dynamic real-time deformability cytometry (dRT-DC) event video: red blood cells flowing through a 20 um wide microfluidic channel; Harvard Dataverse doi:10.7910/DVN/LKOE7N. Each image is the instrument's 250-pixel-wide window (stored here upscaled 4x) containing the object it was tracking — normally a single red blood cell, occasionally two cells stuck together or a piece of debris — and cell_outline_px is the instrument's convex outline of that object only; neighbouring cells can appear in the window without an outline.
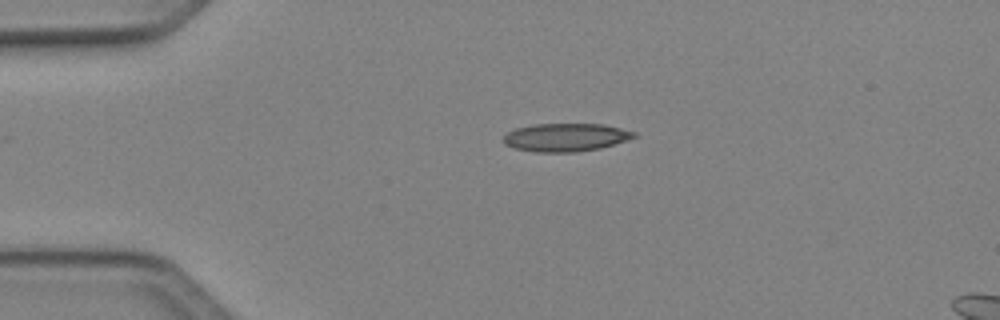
{"species": "Egyptian fruit bat (a non-hibernating species)", "species_latin": "Rousettus aegyptiacus", "temperature_condition": "cold", "stored_images_in_passage": 34, "camera_frame_rate_fps": 3000, "um_per_image_px": 0.085, "animal": {"sex": "female"}, "frame": {"image": 1, "passage_image": 1, "time_ms": 0.0, "image_size_px": [1000, 320], "cell_outline_px": [[636, 136], [600, 148], [576, 152], [536, 152], [516, 148], [504, 144], [504, 136], [508, 132], [516, 128], [532, 124], [604, 124], [636, 132]], "centroid_in_image_um": [48.06, 11.67], "position_along_channel_um": 36.9, "area_um2": 21.15}}
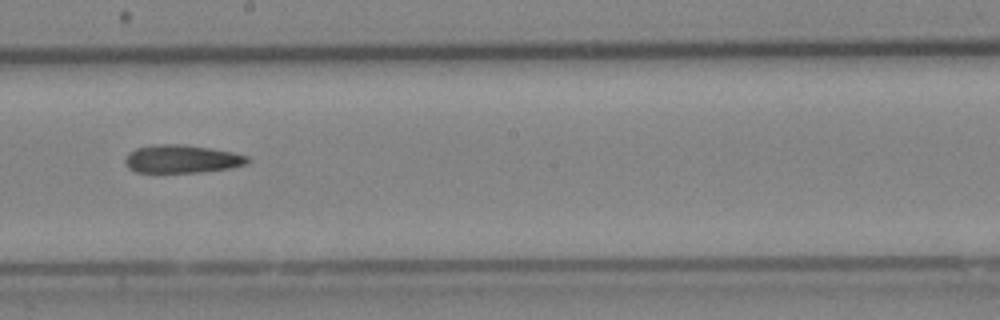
{"frame": {"image": 2, "passage_image": 18, "time_ms": 5.667, "image_size_px": [1000, 320], "cell_outline_px": [[252, 160], [248, 164], [232, 168], [200, 172], [136, 172], [128, 168], [124, 160], [128, 152], [136, 148], [152, 144], [180, 144], [212, 148], [232, 152], [248, 156]], "centroid_in_image_um": [15.48, 13.51], "position_along_channel_um": 232.7, "area_um2": 20.29}}
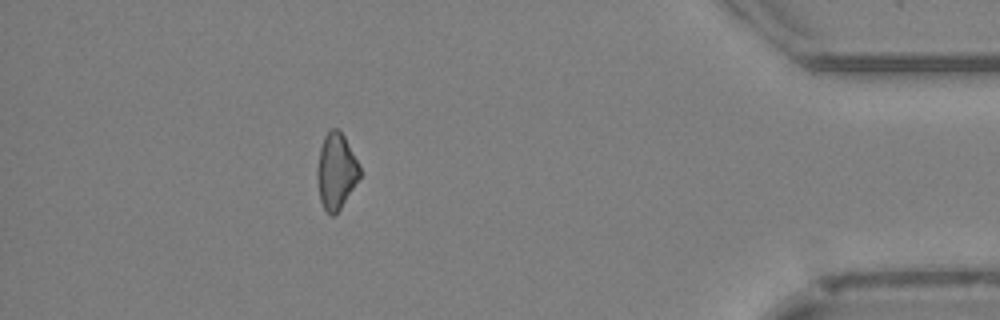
{"frame": {"image": 3, "passage_image": 34, "time_ms": 11.0, "image_size_px": [1000, 320], "cell_outline_px": [[360, 176], [340, 208], [332, 216], [324, 208], [320, 200], [316, 176], [316, 168], [320, 148], [324, 136], [328, 128], [336, 128], [344, 136], [360, 168]], "centroid_in_image_um": [28.53, 14.51], "position_along_channel_um": 406.7, "area_um2": 18.5}}